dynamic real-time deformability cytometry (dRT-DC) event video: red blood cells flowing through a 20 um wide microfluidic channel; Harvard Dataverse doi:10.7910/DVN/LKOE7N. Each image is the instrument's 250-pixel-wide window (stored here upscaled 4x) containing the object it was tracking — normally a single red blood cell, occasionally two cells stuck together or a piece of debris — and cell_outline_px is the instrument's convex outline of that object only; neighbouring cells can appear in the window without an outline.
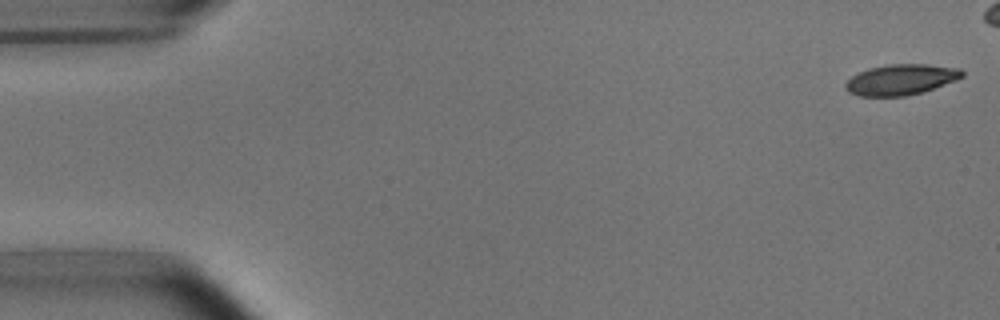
{"species": "common noctule bat (a hibernating species)", "species_latin": "Nyctalus noctula", "temperature_condition": "room temperature", "stored_images_in_passage": 4, "camera_frame_rate_fps": 3000, "um_per_image_px": 0.085, "animal": {"sex": "male", "body_mass_g": 15.6}, "frame": {"image": 1, "passage_image": 1, "time_ms": 0.0, "image_size_px": [1000, 320], "cell_outline_px": [[964, 76], [956, 80], [920, 92], [904, 96], [860, 96], [848, 92], [844, 88], [844, 84], [852, 76], [868, 68], [888, 64], [928, 64], [960, 68], [964, 72]], "centroid_in_image_um": [76.56, 6.75], "position_along_channel_um": 8.4, "area_um2": 20.75}}